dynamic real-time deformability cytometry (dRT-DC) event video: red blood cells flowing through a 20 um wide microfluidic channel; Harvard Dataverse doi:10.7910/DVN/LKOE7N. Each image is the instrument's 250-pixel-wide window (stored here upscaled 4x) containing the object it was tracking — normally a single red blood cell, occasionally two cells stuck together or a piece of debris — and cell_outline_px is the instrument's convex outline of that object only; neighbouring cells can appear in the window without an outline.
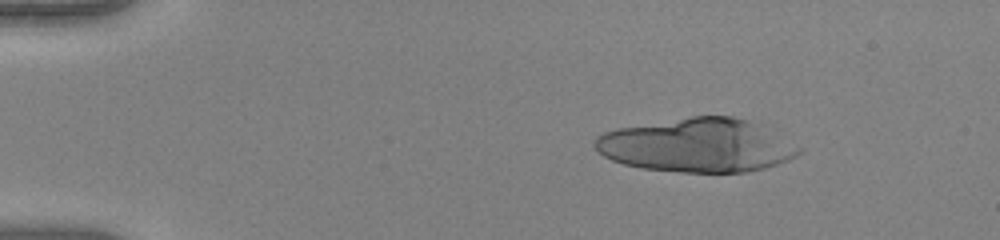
{"species": "human", "species_latin": "Homo sapiens", "temperature_condition": "warm", "stored_images_in_passage": 40, "camera_frame_rate_fps": 3000, "um_per_image_px": 0.085, "donor": {"sex": "female"}, "frame": {"image": 1, "passage_image": 8, "time_ms": 2.333, "image_size_px": [1000, 240], "cell_outline_px": [[804, 152], [788, 160], [764, 168], [748, 172], [680, 172], [640, 168], [624, 164], [612, 160], [604, 156], [592, 144], [592, 140], [596, 136], [604, 132], [616, 128], [692, 116], [732, 116], [748, 120], [804, 148]], "centroid_in_image_um": [59.24, 12.36], "position_along_channel_um": 25.8, "area_um2": 63.75}}